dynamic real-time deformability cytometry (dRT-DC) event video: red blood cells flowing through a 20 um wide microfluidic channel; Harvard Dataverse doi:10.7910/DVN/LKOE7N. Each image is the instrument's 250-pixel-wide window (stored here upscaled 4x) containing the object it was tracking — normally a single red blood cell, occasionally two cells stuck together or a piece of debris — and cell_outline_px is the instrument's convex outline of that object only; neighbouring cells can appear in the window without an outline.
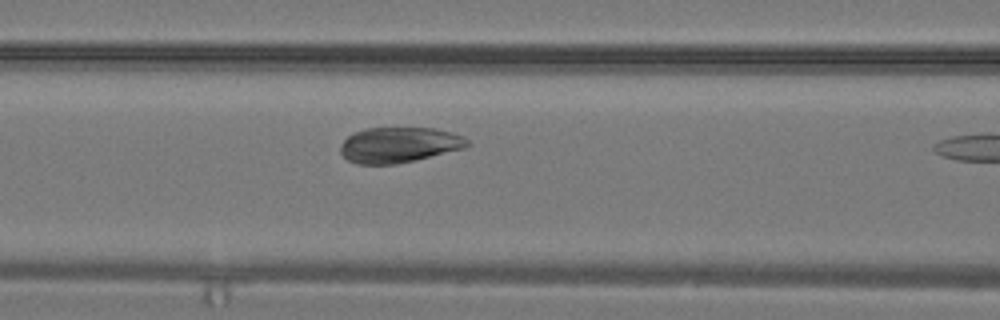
{"species": "common noctule bat (a hibernating species)", "species_latin": "Nyctalus noctula", "temperature_condition": "warm", "stored_images_in_passage": 9, "camera_frame_rate_fps": 3000, "um_per_image_px": 0.085, "animal": {"sex": "male", "body_mass_g": 19.2, "forearm_length_mm": 51.8}, "frame": {"image": 1, "passage_image": 8, "time_ms": 2.333, "image_size_px": [1000, 320], "cell_outline_px": [[472, 144], [464, 148], [416, 160], [396, 164], [356, 164], [348, 160], [340, 152], [340, 148], [344, 140], [352, 132], [368, 128], [436, 128], [452, 132], [464, 136]], "centroid_in_image_um": [33.94, 12.31], "position_along_channel_um": 132.7, "area_um2": 26.36}}